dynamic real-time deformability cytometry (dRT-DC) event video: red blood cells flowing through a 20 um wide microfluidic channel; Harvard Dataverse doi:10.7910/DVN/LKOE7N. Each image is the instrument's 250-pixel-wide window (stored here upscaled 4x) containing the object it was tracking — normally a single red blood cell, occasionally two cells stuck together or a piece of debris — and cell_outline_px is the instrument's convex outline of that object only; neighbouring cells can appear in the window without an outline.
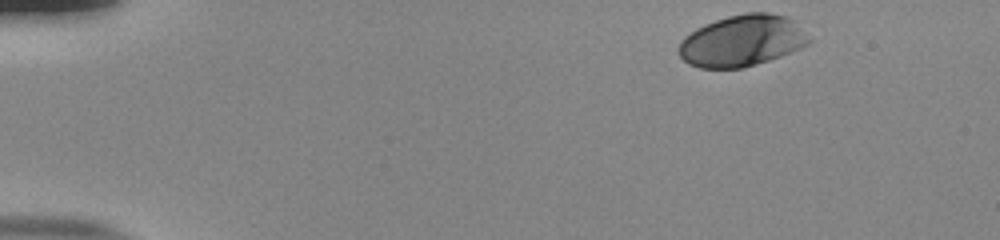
{"species": "human", "species_latin": "Homo sapiens", "temperature_condition": "room temperature", "stored_images_in_passage": 41, "camera_frame_rate_fps": 3000, "um_per_image_px": 0.085, "donor": {"sex": "male"}, "frame": {"image": 1, "passage_image": 1, "time_ms": 0.0, "image_size_px": [1000, 240], "cell_outline_px": [[812, 40], [808, 44], [800, 48], [780, 56], [756, 64], [740, 68], [700, 68], [688, 64], [680, 56], [680, 40], [684, 36], [696, 28], [704, 24], [728, 16], [744, 12], [768, 12], [784, 16], [792, 20]], "centroid_in_image_um": [63.05, 3.46], "position_along_channel_um": 21.9, "area_um2": 38.73}}
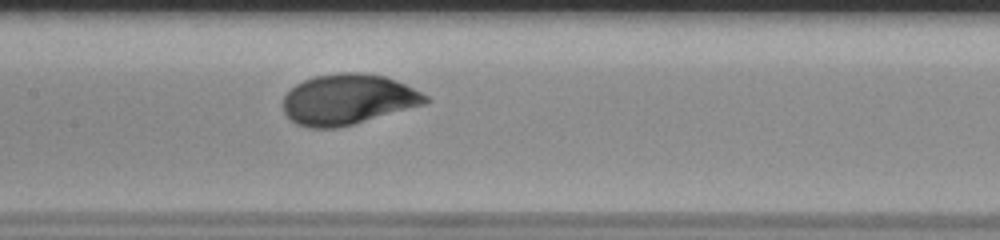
{"frame": {"image": 2, "passage_image": 22, "time_ms": 7.0, "image_size_px": [1000, 240], "cell_outline_px": [[432, 100], [428, 104], [352, 124], [336, 128], [308, 128], [296, 124], [284, 112], [284, 96], [296, 84], [304, 80], [316, 76], [336, 72], [360, 72], [384, 76], [404, 84], [428, 96]], "centroid_in_image_um": [29.6, 8.45], "position_along_channel_um": 177.8, "area_um2": 41.85}}
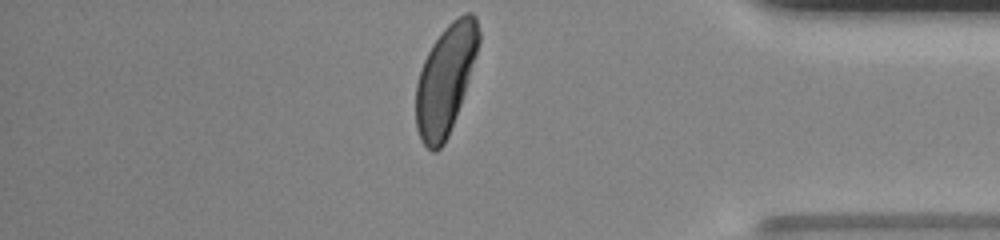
{"frame": {"image": 3, "passage_image": 41, "time_ms": 13.333, "image_size_px": [1000, 240], "cell_outline_px": [[480, 40], [460, 104], [448, 136], [444, 144], [436, 152], [432, 152], [420, 140], [416, 128], [416, 84], [424, 60], [432, 44], [440, 32], [452, 20], [464, 12], [472, 12], [476, 16], [480, 32]], "centroid_in_image_um": [37.85, 6.74], "position_along_channel_um": 397.3, "area_um2": 39.54}, "authors_computed_cell_mechanics": {"area_um2": 40.3444, "velocity_mm_per_s": 3.8191, "shape_relaxation_time_tau1_ms": 2.2182, "shape_relaxation_time_tau2_ms": null, "deformation_change_tau1": 0.1307, "deformation_change_tau2": null}}